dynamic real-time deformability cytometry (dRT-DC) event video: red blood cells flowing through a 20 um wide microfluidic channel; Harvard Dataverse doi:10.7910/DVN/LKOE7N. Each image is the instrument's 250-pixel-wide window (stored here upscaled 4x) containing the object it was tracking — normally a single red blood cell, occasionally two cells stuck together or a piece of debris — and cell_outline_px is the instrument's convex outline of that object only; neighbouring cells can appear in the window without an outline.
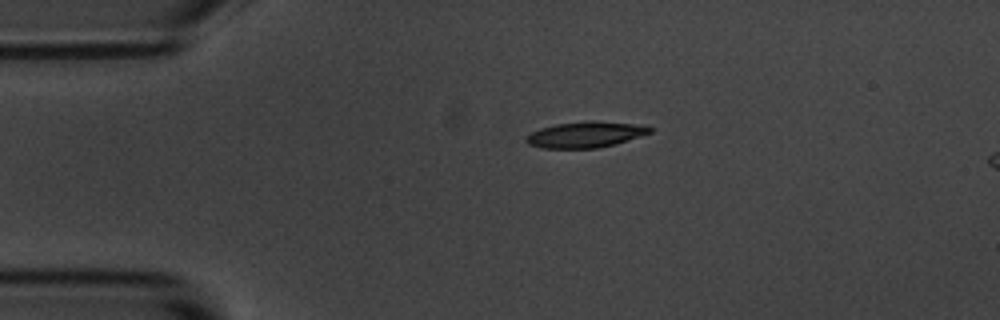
{"species": "common noctule bat (a hibernating species)", "species_latin": "Nyctalus noctula", "temperature_condition": "room temperature", "stored_images_in_passage": 3, "segment_of_instrument_passage": [1, 2], "camera_frame_rate_fps": 3000, "um_per_image_px": 0.085, "animal": {"sex": "male", "body_mass_g": 20.1, "forearm_length_mm": 53.5}, "frame": {"image": 1, "passage_image": 1, "time_ms": 0.0, "image_size_px": [1000, 320], "cell_outline_px": [[656, 128], [652, 132], [616, 144], [596, 148], [540, 148], [528, 144], [524, 140], [524, 136], [540, 128], [556, 124], [588, 120], [632, 124]], "centroid_in_image_um": [49.72, 11.44], "position_along_channel_um": 35.3, "area_um2": 18.73}}